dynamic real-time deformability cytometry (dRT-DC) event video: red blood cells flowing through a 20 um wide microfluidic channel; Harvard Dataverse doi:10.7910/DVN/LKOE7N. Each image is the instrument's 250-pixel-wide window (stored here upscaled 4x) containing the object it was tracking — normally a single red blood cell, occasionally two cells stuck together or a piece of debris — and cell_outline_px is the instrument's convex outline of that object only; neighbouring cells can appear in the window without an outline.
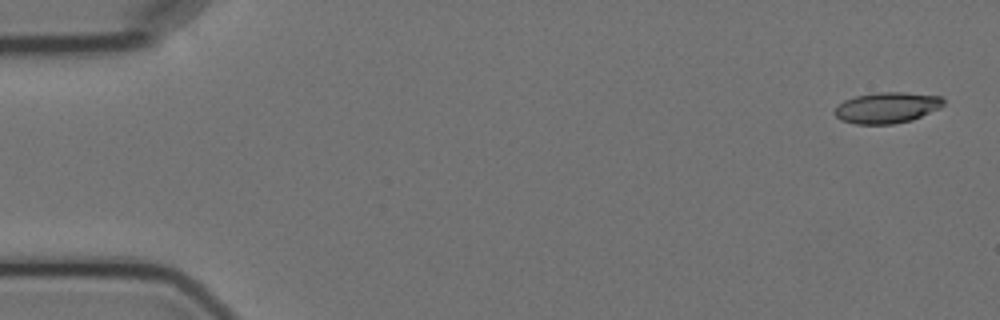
{"species": "Egyptian fruit bat (a non-hibernating species)", "species_latin": "Rousettus aegyptiacus", "temperature_condition": "cold", "stored_images_in_passage": 4, "camera_frame_rate_fps": 3000, "um_per_image_px": 0.085, "animal": {"sex": "female"}, "frame": {"image": 1, "passage_image": 1, "time_ms": 0.0, "image_size_px": [1000, 320], "cell_outline_px": [[944, 104], [940, 108], [912, 120], [892, 124], [856, 124], [840, 120], [832, 112], [844, 100], [856, 96], [880, 92], [904, 92], [940, 96], [944, 100]], "centroid_in_image_um": [75.39, 9.16], "position_along_channel_um": 9.6, "area_um2": 19.59}}